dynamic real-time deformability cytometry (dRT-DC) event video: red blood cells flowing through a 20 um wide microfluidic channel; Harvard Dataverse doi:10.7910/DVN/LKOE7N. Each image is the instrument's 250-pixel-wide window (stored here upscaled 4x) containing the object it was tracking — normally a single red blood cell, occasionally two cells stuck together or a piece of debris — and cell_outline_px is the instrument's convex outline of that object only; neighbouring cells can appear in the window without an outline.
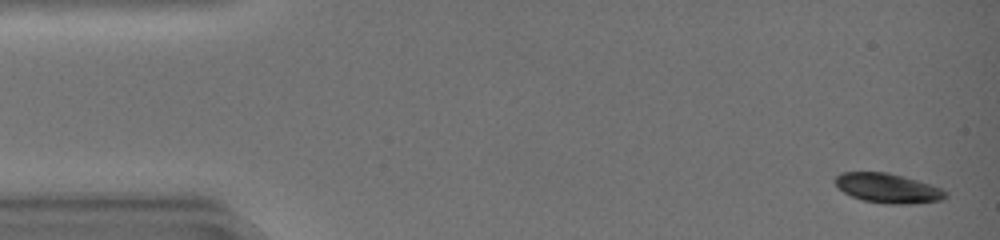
{"species": "common noctule bat (a hibernating species)", "species_latin": "Nyctalus noctula", "temperature_condition": "warm", "stored_images_in_passage": 45, "camera_frame_rate_fps": 3000, "um_per_image_px": 0.085, "animal": {"sex": "female", "body_mass_g": 19.0, "forearm_length_mm": 51.5}, "frame": {"image": 1, "passage_image": 2, "time_ms": 0.333, "image_size_px": [1000, 240], "cell_outline_px": [[948, 196], [940, 200], [908, 204], [888, 204], [864, 200], [852, 196], [844, 192], [832, 180], [840, 172], [888, 172], [904, 176], [940, 188], [948, 192]], "centroid_in_image_um": [75.45, 15.98], "position_along_channel_um": 9.6, "area_um2": 18.9}}
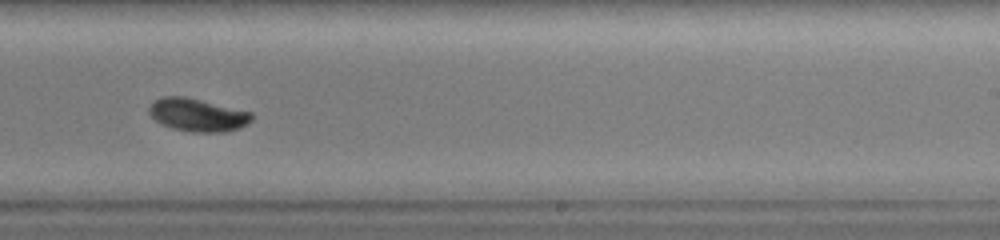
{"frame": {"image": 2, "passage_image": 29, "time_ms": 9.333, "image_size_px": [1000, 240], "cell_outline_px": [[252, 120], [240, 128], [224, 132], [192, 132], [172, 128], [160, 124], [148, 112], [148, 108], [156, 100], [164, 96], [184, 96], [252, 112]], "centroid_in_image_um": [16.79, 9.77], "position_along_channel_um": 272.2, "area_um2": 19.59}}
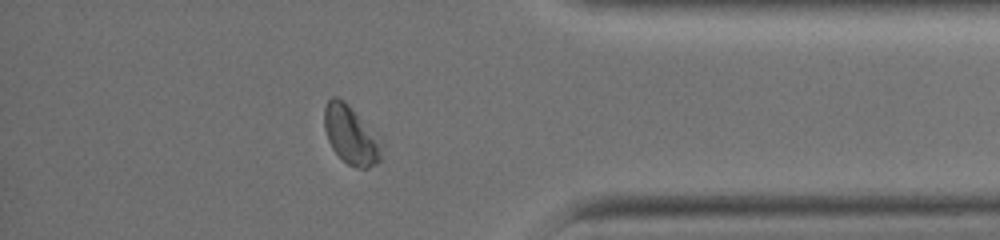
{"frame": {"image": 3, "passage_image": 39, "time_ms": 12.667, "image_size_px": [1000, 240], "cell_outline_px": [[380, 160], [368, 168], [356, 168], [348, 164], [332, 148], [328, 140], [324, 128], [324, 108], [328, 100], [332, 96], [336, 96], [344, 100], [348, 104], [380, 144]], "centroid_in_image_um": [29.73, 11.47], "position_along_channel_um": 405.5, "area_um2": 18.55}, "authors_computed_cell_mechanics": {"area_um2": 19.7098, "velocity_mm_per_s": 4.3115, "shape_relaxation_time_tau1_ms": 2.7411, "shape_relaxation_time_tau2_ms": 4.5978, "deformation_change_tau1": 0.1428, "deformation_change_tau2": 0.0382}}